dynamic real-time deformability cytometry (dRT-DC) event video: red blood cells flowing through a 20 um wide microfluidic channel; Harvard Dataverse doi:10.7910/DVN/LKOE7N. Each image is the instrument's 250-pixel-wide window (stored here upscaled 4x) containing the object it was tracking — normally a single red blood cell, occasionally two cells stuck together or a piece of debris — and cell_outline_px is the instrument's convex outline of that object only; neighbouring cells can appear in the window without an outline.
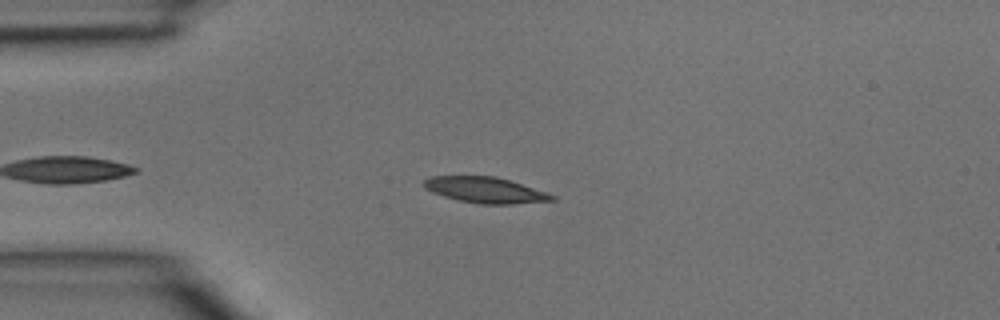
{"species": "common noctule bat (a hibernating species)", "species_latin": "Nyctalus noctula", "temperature_condition": "room temperature", "stored_images_in_passage": 2, "camera_frame_rate_fps": 3000, "um_per_image_px": 0.085, "animal": {"sex": "male", "body_mass_g": 15.6}, "frame": {"image": 1, "passage_image": 2, "time_ms": 0.333, "image_size_px": [1000, 320], "cell_outline_px": [[556, 200], [512, 204], [480, 204], [460, 200], [444, 196], [432, 192], [424, 188], [424, 180], [432, 176], [496, 176], [556, 196]], "centroid_in_image_um": [41.22, 16.15], "position_along_channel_um": 43.8, "area_um2": 18.96}}